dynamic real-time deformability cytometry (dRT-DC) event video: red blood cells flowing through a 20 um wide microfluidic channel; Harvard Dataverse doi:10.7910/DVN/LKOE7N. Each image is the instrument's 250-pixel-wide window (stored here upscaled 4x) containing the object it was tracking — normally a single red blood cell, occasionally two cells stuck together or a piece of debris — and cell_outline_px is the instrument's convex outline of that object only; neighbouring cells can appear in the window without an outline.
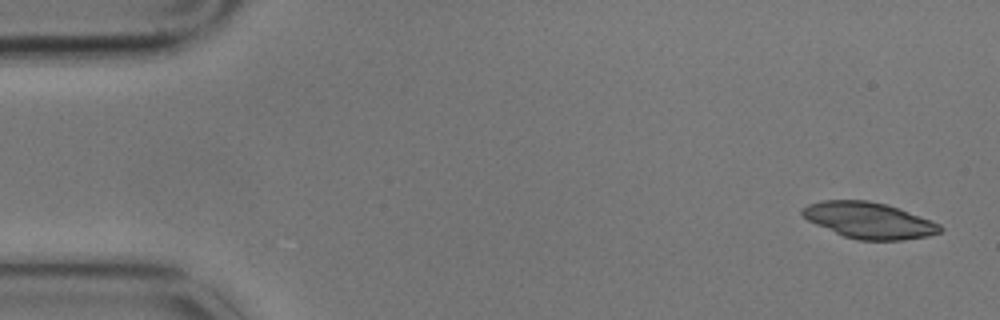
{"species": "common noctule bat (a hibernating species)", "species_latin": "Nyctalus noctula", "temperature_condition": "cold", "stored_images_in_passage": 4, "camera_frame_rate_fps": 3000, "um_per_image_px": 0.085, "animal": {"sex": "male", "body_mass_g": 17.9}, "frame": {"image": 1, "passage_image": 1, "time_ms": 0.0, "image_size_px": [1000, 320], "cell_outline_px": [[944, 228], [940, 232], [928, 236], [900, 240], [856, 240], [844, 236], [816, 224], [808, 220], [800, 212], [808, 204], [824, 200], [868, 200], [900, 208], [940, 224]], "centroid_in_image_um": [73.88, 18.73], "position_along_channel_um": 11.1, "area_um2": 28.78}}